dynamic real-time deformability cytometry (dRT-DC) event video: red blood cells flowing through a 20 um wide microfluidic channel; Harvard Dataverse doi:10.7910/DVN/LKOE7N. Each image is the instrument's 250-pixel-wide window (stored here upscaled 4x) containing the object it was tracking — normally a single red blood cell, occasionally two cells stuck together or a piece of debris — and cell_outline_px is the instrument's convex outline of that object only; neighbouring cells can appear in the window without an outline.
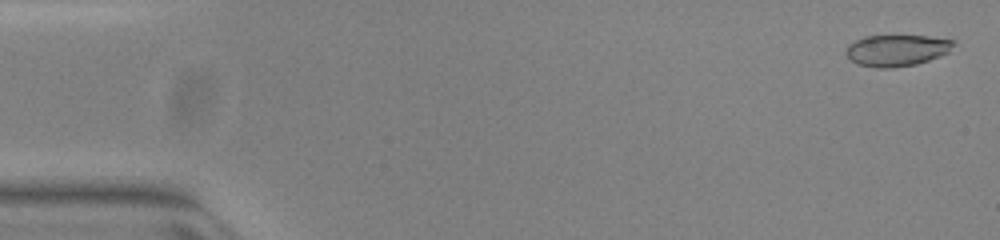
{"species": "common noctule bat (a hibernating species)", "species_latin": "Nyctalus noctula", "temperature_condition": "warm", "stored_images_in_passage": 52, "camera_frame_rate_fps": 3000, "um_per_image_px": 0.085, "animal": {"sex": "female", "body_mass_g": 23.0, "forearm_length_mm": 53.4}, "frame": {"image": 1, "passage_image": 2, "time_ms": 0.333, "image_size_px": [1000, 240], "cell_outline_px": [[956, 44], [948, 52], [940, 56], [916, 64], [892, 68], [876, 68], [856, 64], [844, 52], [848, 44], [864, 36], [928, 36], [952, 40]], "centroid_in_image_um": [76.2, 4.28], "position_along_channel_um": 8.8, "area_um2": 19.71}}
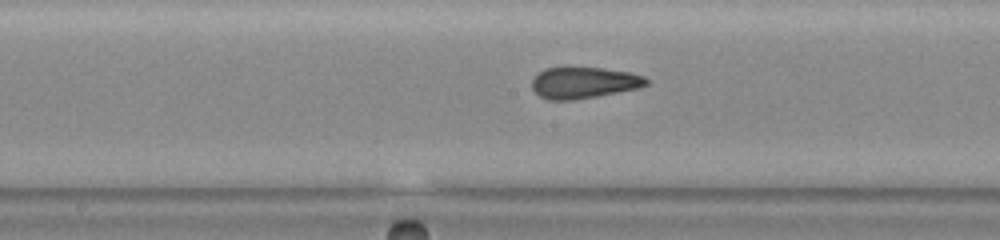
{"frame": {"image": 2, "passage_image": 27, "time_ms": 8.667, "image_size_px": [1000, 240], "cell_outline_px": [[648, 84], [640, 88], [596, 96], [572, 100], [548, 100], [540, 96], [532, 88], [532, 80], [544, 68], [604, 68], [628, 72], [644, 76], [648, 80]], "centroid_in_image_um": [49.64, 7.03], "position_along_channel_um": 198.6, "area_um2": 20.69}}
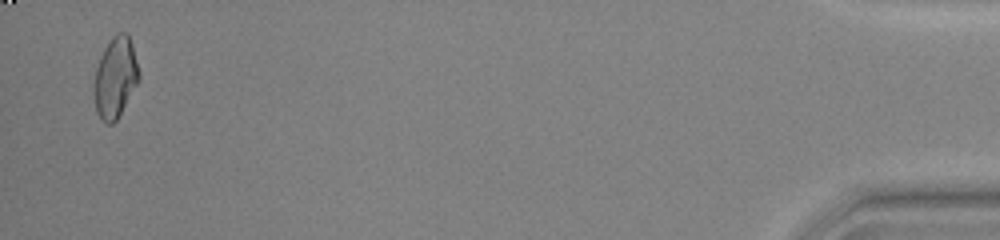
{"frame": {"image": 3, "passage_image": 51, "time_ms": 16.667, "image_size_px": [1000, 240], "cell_outline_px": [[140, 80], [116, 120], [112, 124], [108, 124], [96, 112], [92, 92], [92, 84], [96, 68], [100, 56], [104, 48], [112, 36], [116, 32], [128, 32], [132, 44], [140, 72]], "centroid_in_image_um": [9.79, 6.56], "position_along_channel_um": 425.4, "area_um2": 21.5}, "authors_computed_cell_mechanics": {"area_um2": 20.7791, "velocity_mm_per_s": 3.9736, "shape_relaxation_time_tau1_ms": null, "shape_relaxation_time_tau2_ms": 1.3466, "deformation_change_tau1": null, "deformation_change_tau2": 0.0556}}